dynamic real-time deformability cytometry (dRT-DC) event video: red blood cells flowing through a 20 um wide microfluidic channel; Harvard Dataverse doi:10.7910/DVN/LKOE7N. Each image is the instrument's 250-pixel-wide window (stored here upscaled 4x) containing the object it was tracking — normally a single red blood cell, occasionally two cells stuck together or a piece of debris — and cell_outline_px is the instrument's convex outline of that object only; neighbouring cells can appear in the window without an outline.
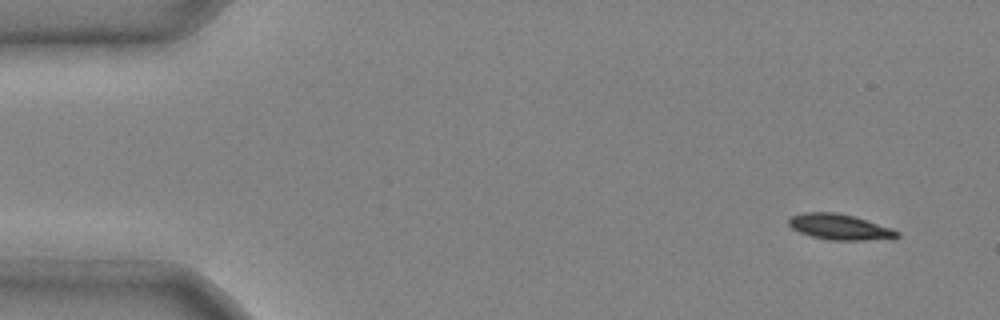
{"species": "common noctule bat (a hibernating species)", "species_latin": "Nyctalus noctula", "temperature_condition": "cold", "stored_images_in_passage": 5, "segment_of_instrument_passage": [1, 2], "camera_frame_rate_fps": 3000, "um_per_image_px": 0.085, "animal": {"sex": "male", "body_mass_g": 20.4}, "frame": {"image": 1, "passage_image": 1, "time_ms": 0.0, "image_size_px": [1000, 320], "cell_outline_px": [[900, 236], [864, 240], [828, 240], [812, 236], [800, 232], [792, 228], [788, 224], [788, 216], [804, 212], [836, 212], [852, 216], [892, 228], [900, 232]], "centroid_in_image_um": [71.3, 19.27], "position_along_channel_um": 13.7, "area_um2": 16.01}}
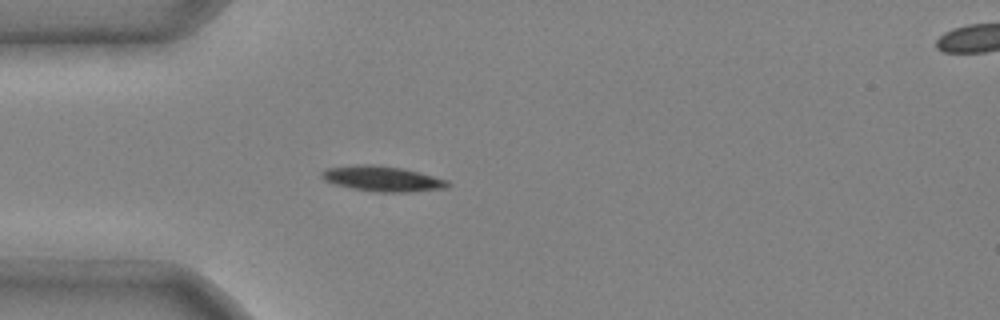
{"frame": {"image": 2, "passage_image": 4, "time_ms": 1.0, "image_size_px": [1000, 320], "cell_outline_px": [[452, 184], [448, 188], [412, 192], [376, 192], [352, 188], [332, 184], [324, 180], [320, 176], [320, 172], [328, 168], [356, 164], [372, 164], [404, 168], [448, 180]], "centroid_in_image_um": [32.51, 15.19], "position_along_channel_um": 52.5, "area_um2": 18.9}}